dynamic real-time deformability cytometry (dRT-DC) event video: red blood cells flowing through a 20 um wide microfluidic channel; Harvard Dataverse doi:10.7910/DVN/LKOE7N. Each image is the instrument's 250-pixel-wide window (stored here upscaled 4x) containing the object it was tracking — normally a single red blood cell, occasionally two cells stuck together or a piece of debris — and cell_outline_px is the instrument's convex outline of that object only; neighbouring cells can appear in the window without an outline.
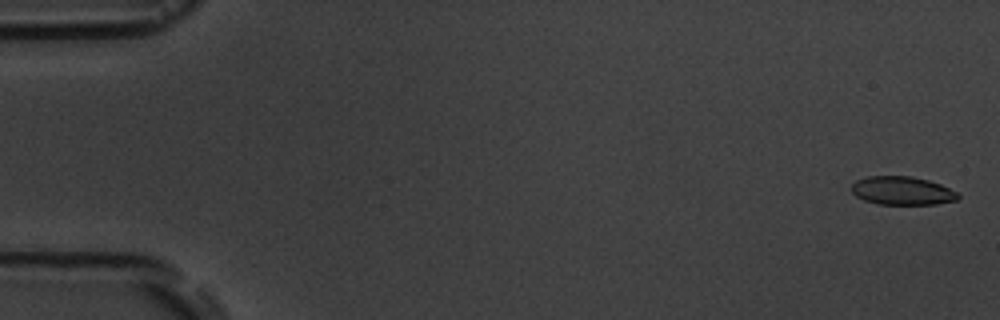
{"species": "common noctule bat (a hibernating species)", "species_latin": "Nyctalus noctula", "temperature_condition": "room temperature", "stored_images_in_passage": 7, "camera_frame_rate_fps": 3000, "um_per_image_px": 0.085, "animal": {"sex": "male", "body_mass_g": 19.5, "forearm_length_mm": 54.6}, "frame": {"image": 1, "passage_image": 1, "time_ms": 0.0, "image_size_px": [1000, 320], "cell_outline_px": [[960, 196], [956, 200], [936, 204], [876, 204], [864, 200], [856, 196], [848, 188], [856, 180], [868, 176], [912, 176], [928, 180], [940, 184], [956, 192]], "centroid_in_image_um": [76.63, 16.21], "position_along_channel_um": 8.4, "area_um2": 17.69}}
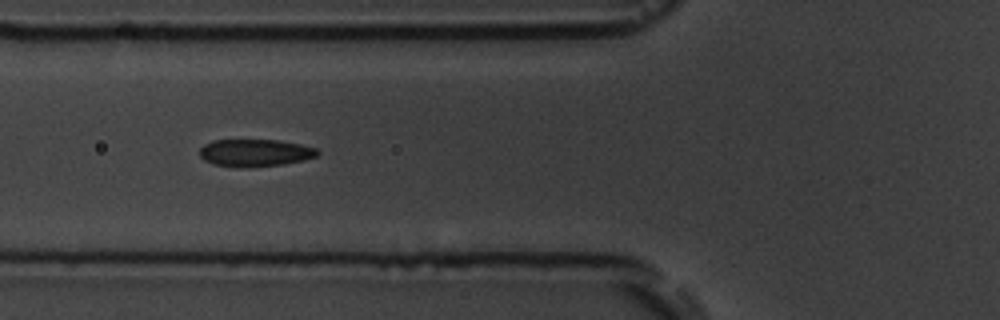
{"frame": {"image": 2, "passage_image": 6, "time_ms": 6.667, "image_size_px": [1000, 320], "cell_outline_px": [[320, 152], [316, 156], [304, 160], [284, 164], [244, 168], [236, 168], [212, 164], [204, 160], [200, 156], [200, 148], [204, 144], [212, 140], [276, 140], [300, 144], [316, 148]], "centroid_in_image_um": [21.65, 13.0], "position_along_channel_um": 104.2, "area_um2": 18.96}}
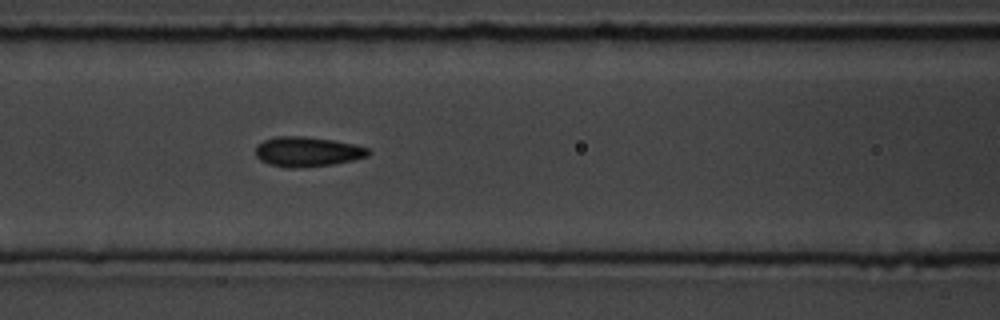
{"frame": {"image": 3, "passage_image": 7, "time_ms": 7.667, "image_size_px": [1000, 320], "cell_outline_px": [[372, 152], [368, 156], [352, 160], [332, 164], [292, 168], [288, 168], [268, 164], [260, 160], [256, 156], [256, 144], [264, 140], [276, 136], [304, 136], [332, 140], [356, 144], [368, 148]], "centroid_in_image_um": [26.11, 12.88], "position_along_channel_um": 140.5, "area_um2": 19.65}}